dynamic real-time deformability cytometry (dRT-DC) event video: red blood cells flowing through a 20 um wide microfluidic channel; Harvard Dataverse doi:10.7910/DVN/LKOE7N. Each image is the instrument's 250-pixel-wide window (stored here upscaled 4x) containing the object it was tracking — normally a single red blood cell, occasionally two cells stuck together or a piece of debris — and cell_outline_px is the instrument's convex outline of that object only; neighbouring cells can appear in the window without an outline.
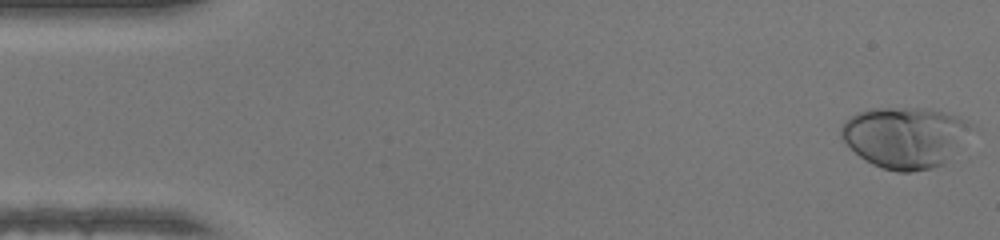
{"species": "human", "species_latin": "Homo sapiens", "temperature_condition": "warm", "stored_images_in_passage": 48, "camera_frame_rate_fps": 3000, "um_per_image_px": 0.085, "donor": {"sex": "female"}, "frame": {"image": 1, "passage_image": 1, "time_ms": 0.0, "image_size_px": [1000, 240], "cell_outline_px": [[980, 128], [944, 164], [932, 168], [912, 172], [896, 172], [872, 164], [860, 156], [840, 136], [840, 128], [844, 120], [868, 108], [924, 108], [944, 112], [956, 116]], "centroid_in_image_um": [77.02, 11.66], "position_along_channel_um": 8.0, "area_um2": 46.93}}
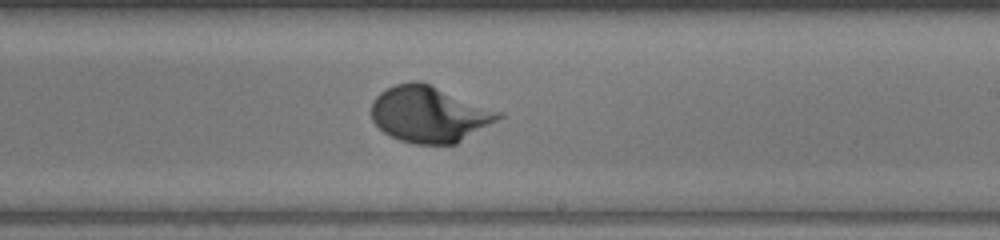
{"frame": {"image": 2, "passage_image": 28, "time_ms": 9.0, "image_size_px": [1000, 240], "cell_outline_px": [[504, 116], [456, 144], [412, 144], [400, 140], [384, 132], [372, 120], [372, 100], [380, 92], [396, 84], [412, 80], [420, 80], [504, 112]], "centroid_in_image_um": [36.51, 9.69], "position_along_channel_um": 252.5, "area_um2": 41.73}}
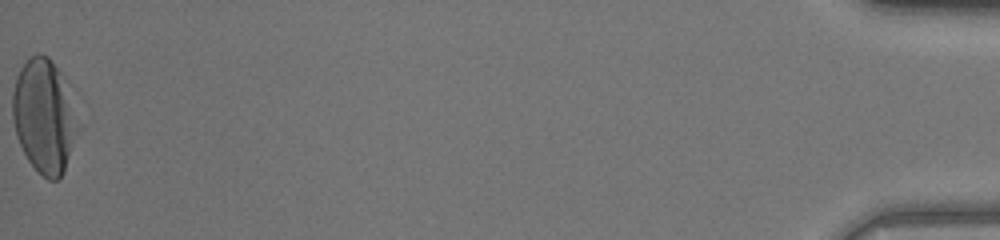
{"frame": {"image": 3, "passage_image": 48, "time_ms": 15.667, "image_size_px": [1000, 240], "cell_outline_px": [[72, 132], [68, 156], [64, 172], [56, 180], [48, 180], [28, 160], [16, 136], [12, 116], [12, 92], [16, 76], [20, 68], [32, 56], [48, 56], [60, 72], [72, 128]], "centroid_in_image_um": [3.58, 9.88], "position_along_channel_um": 431.6, "area_um2": 39.94}}